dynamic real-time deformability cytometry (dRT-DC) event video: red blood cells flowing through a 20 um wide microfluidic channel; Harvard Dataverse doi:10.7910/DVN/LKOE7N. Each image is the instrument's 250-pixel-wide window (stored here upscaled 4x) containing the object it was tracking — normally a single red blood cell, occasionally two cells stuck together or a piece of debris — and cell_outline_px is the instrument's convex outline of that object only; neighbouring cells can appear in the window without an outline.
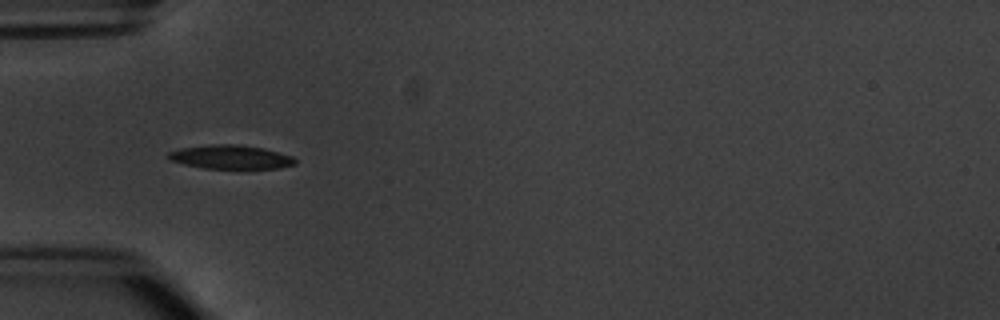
{"species": "common noctule bat (a hibernating species)", "species_latin": "Nyctalus noctula", "temperature_condition": "warm", "stored_images_in_passage": 10, "camera_frame_rate_fps": 3000, "um_per_image_px": 0.085, "animal": {"sex": "male", "body_mass_g": 20.1, "forearm_length_mm": 53.5}, "frame": {"image": 1, "passage_image": 5, "time_ms": 5.667, "image_size_px": [1000, 320], "cell_outline_px": [[296, 164], [280, 168], [204, 168], [184, 164], [168, 160], [168, 152], [180, 148], [212, 144], [240, 144], [264, 148], [292, 156], [296, 160]], "centroid_in_image_um": [19.6, 13.34], "position_along_channel_um": 65.4, "area_um2": 17.63}}